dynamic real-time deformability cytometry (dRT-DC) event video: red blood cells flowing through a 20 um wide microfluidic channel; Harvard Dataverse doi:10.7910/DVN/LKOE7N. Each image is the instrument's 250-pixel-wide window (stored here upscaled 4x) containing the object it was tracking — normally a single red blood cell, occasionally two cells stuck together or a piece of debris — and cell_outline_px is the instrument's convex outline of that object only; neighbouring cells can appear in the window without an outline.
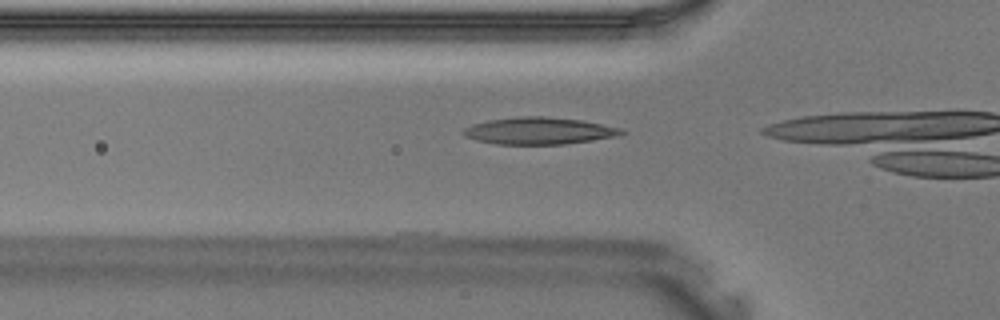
{"species": "Egyptian fruit bat (a non-hibernating species)", "species_latin": "Rousettus aegyptiacus", "temperature_condition": "warm", "stored_images_in_passage": 6, "camera_frame_rate_fps": 3000, "um_per_image_px": 0.085, "animal": {"sex": "male"}, "frame": {"image": 1, "passage_image": 3, "time_ms": 0.667, "image_size_px": [1000, 320], "cell_outline_px": [[628, 132], [620, 136], [564, 144], [496, 144], [476, 140], [464, 136], [460, 132], [464, 128], [472, 124], [488, 120], [520, 116], [544, 116], [584, 120], [620, 128]], "centroid_in_image_um": [45.82, 11.11], "position_along_channel_um": 80.0, "area_um2": 25.09}}